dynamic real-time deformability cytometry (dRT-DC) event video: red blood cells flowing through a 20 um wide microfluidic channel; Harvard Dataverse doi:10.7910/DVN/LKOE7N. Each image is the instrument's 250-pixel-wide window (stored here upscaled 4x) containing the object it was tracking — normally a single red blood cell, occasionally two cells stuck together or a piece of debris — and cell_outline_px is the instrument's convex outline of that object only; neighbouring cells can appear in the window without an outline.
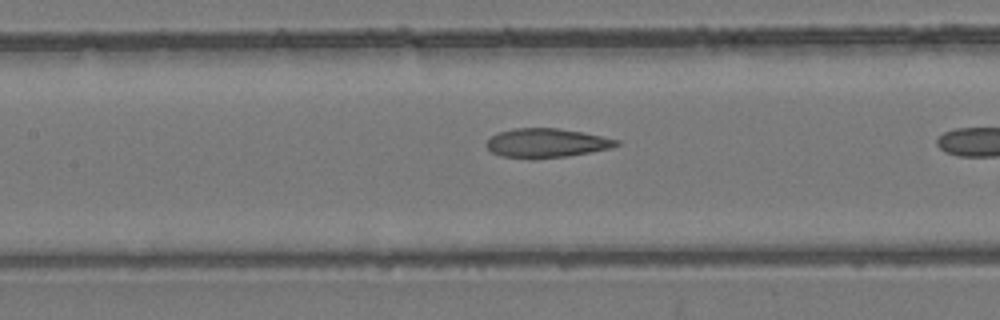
{"species": "common noctule bat (a hibernating species)", "species_latin": "Nyctalus noctula", "temperature_condition": "room temperature", "stored_images_in_passage": 11, "camera_frame_rate_fps": 3000, "um_per_image_px": 0.085, "animal": {"sex": "female", "body_mass_g": 24.6, "forearm_length_mm": 56.2}, "frame": {"image": 1, "passage_image": 10, "time_ms": 3.0, "image_size_px": [1000, 320], "cell_outline_px": [[624, 144], [612, 148], [564, 156], [532, 160], [500, 156], [492, 152], [484, 144], [492, 136], [500, 132], [512, 128], [556, 128], [584, 132], [620, 140]], "centroid_in_image_um": [46.47, 12.16], "position_along_channel_um": 160.9, "area_um2": 22.31}}